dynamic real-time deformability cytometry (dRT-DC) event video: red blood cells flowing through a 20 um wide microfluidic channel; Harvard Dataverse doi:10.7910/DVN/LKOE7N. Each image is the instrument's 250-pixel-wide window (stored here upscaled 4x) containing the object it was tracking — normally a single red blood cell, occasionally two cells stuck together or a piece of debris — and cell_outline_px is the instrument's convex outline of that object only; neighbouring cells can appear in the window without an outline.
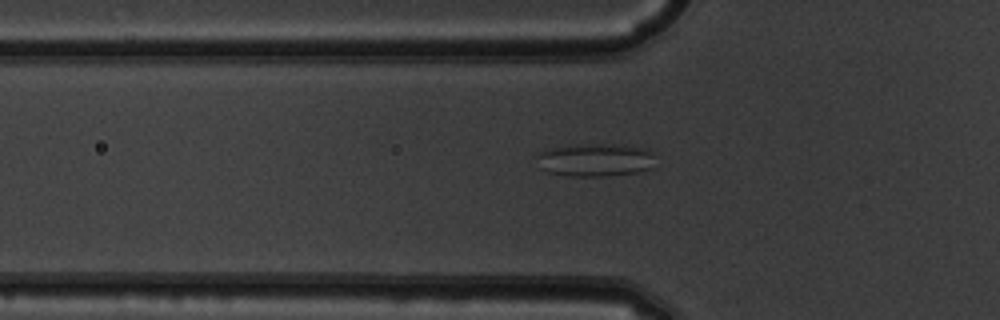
{"species": "common noctule bat (a hibernating species)", "species_latin": "Nyctalus noctula", "temperature_condition": "warm", "stored_images_in_passage": 48, "segment_of_instrument_passage": [1, 2], "camera_frame_rate_fps": 3000, "um_per_image_px": 0.085, "animal": {"sex": "male", "body_mass_g": 19.5, "forearm_length_mm": 54.6}, "frame": {"image": 1, "passage_image": 18, "time_ms": 5.667, "image_size_px": [1000, 320], "cell_outline_px": [[656, 168], [636, 172], [604, 176], [568, 176], [548, 172], [540, 168], [536, 156], [544, 148], [576, 144], [624, 144], [648, 148], [652, 152]], "centroid_in_image_um": [50.62, 13.57], "position_along_channel_um": 75.2, "area_um2": 23.47}}
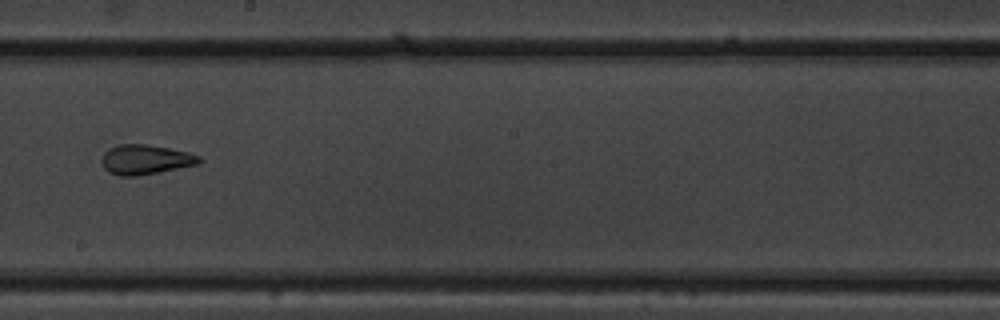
{"frame": {"image": 2, "passage_image": 30, "time_ms": 9.667, "image_size_px": [1000, 320], "cell_outline_px": [[204, 160], [200, 164], [136, 176], [120, 176], [108, 172], [104, 168], [100, 160], [104, 152], [108, 148], [120, 144], [144, 144], [168, 148], [188, 152], [200, 156]], "centroid_in_image_um": [12.36, 13.56], "position_along_channel_um": 235.8, "area_um2": 16.99}}
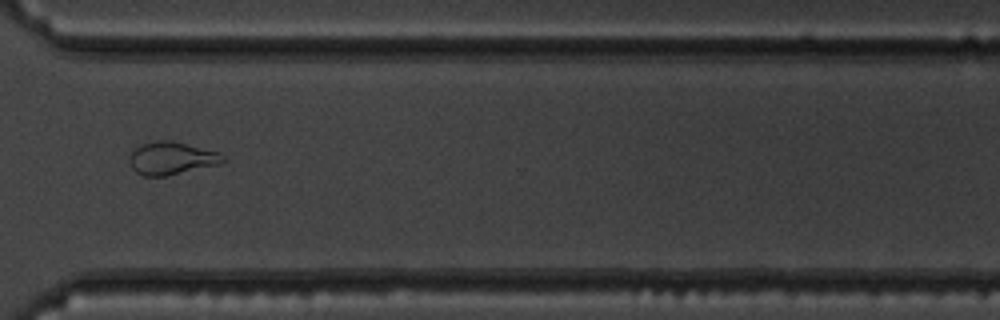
{"frame": {"image": 3, "passage_image": 39, "time_ms": 12.667, "image_size_px": [1000, 320], "cell_outline_px": [[224, 160], [220, 164], [168, 176], [144, 176], [136, 172], [132, 168], [128, 160], [128, 156], [140, 144], [156, 140], [172, 140], [220, 152], [224, 156]], "centroid_in_image_um": [14.57, 13.45], "position_along_channel_um": 356.0, "area_um2": 18.09}}